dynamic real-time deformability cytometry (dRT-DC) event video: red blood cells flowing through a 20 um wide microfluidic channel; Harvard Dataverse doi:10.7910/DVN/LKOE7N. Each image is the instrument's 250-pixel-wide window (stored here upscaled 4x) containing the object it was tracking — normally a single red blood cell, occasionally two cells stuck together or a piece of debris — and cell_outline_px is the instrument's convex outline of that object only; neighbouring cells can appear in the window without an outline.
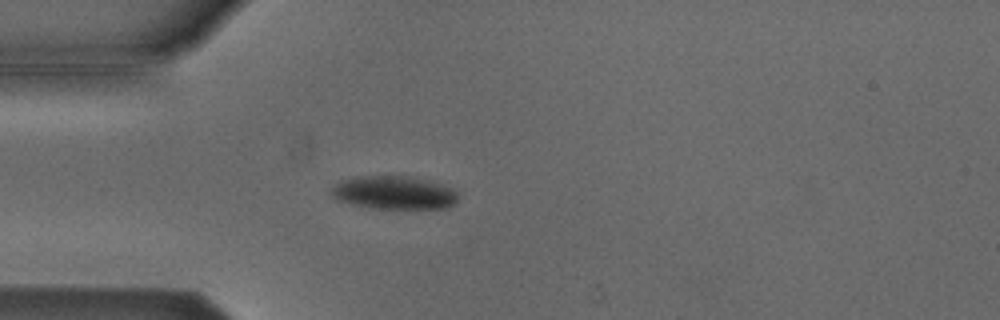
{"species": "Egyptian fruit bat (a non-hibernating species)", "species_latin": "Rousettus aegyptiacus", "temperature_condition": "cold", "stored_images_in_passage": 41, "camera_frame_rate_fps": 3000, "um_per_image_px": 0.085, "animal": {"sex": "male"}, "frame": {"image": 1, "passage_image": 8, "time_ms": 2.333, "image_size_px": [1000, 320], "cell_outline_px": [[456, 200], [448, 208], [372, 208], [352, 204], [336, 200], [328, 192], [328, 188], [340, 180], [352, 176], [408, 176], [428, 180], [452, 188], [456, 192]], "centroid_in_image_um": [33.38, 16.36], "position_along_channel_um": 51.6, "area_um2": 24.74}}
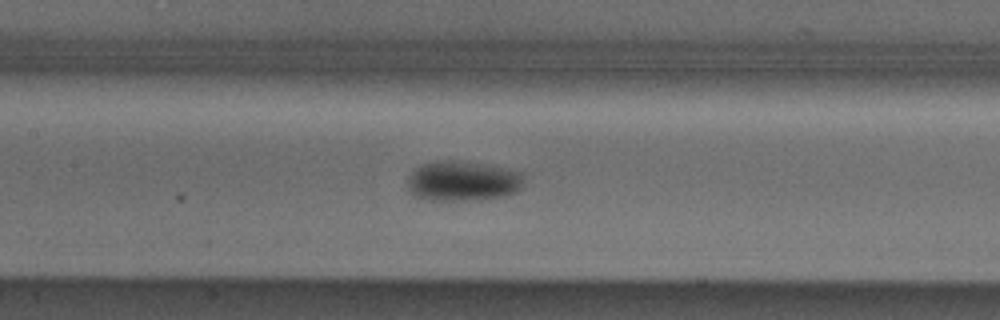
{"frame": {"image": 2, "passage_image": 18, "time_ms": 5.667, "image_size_px": [1000, 320], "cell_outline_px": [[524, 172], [520, 188], [516, 192], [504, 196], [464, 200], [432, 200], [416, 196], [408, 192], [408, 176], [420, 164], [444, 160], [468, 160], [488, 164]], "centroid_in_image_um": [39.33, 15.35], "position_along_channel_um": 168.1, "area_um2": 27.4}}
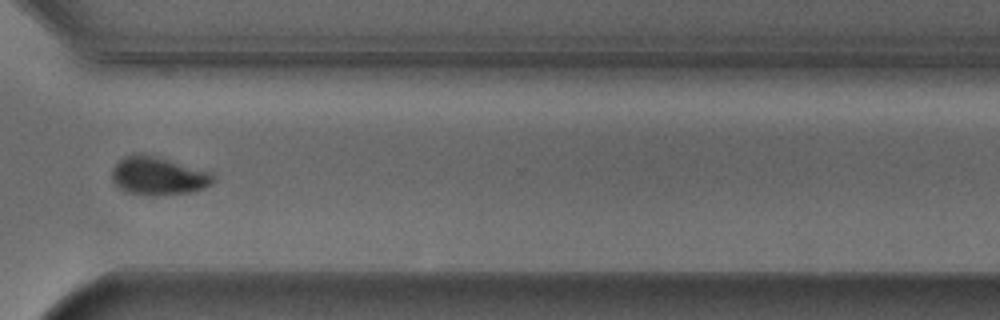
{"frame": {"image": 3, "passage_image": 33, "time_ms": 10.667, "image_size_px": [1000, 320], "cell_outline_px": [[216, 180], [212, 184], [204, 188], [192, 192], [152, 196], [124, 192], [112, 180], [112, 168], [124, 156], [132, 152], [140, 152], [156, 156], [212, 172], [216, 176]], "centroid_in_image_um": [13.46, 14.94], "position_along_channel_um": 357.1, "area_um2": 23.0}, "authors_computed_cell_mechanics": {"area_um2": 24.3338, "velocity_mm_per_s": 3.779, "shape_relaxation_time_tau1_ms": 4.3265, "shape_relaxation_time_tau2_ms": null, "deformation_change_tau1": 0.0956, "deformation_change_tau2": null}}